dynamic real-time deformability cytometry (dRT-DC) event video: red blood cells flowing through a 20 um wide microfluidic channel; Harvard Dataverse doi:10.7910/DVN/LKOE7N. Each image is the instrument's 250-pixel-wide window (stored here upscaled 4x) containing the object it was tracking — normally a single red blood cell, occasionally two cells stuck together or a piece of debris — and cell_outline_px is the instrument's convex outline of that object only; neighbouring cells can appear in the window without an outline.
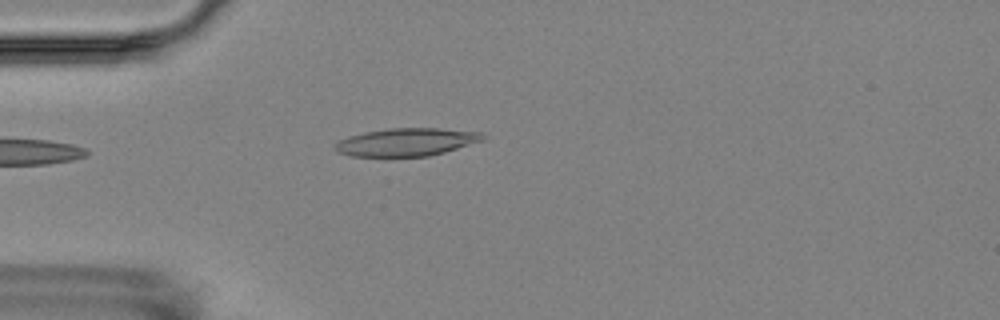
{"species": "Egyptian fruit bat (a non-hibernating species)", "species_latin": "Rousettus aegyptiacus", "temperature_condition": "room temperature", "stored_images_in_passage": 4, "camera_frame_rate_fps": 3000, "um_per_image_px": 0.085, "animal": {"sex": "female"}, "frame": {"image": 1, "passage_image": 4, "time_ms": 3.333, "image_size_px": [1000, 320], "cell_outline_px": [[488, 136], [484, 140], [444, 152], [428, 156], [352, 156], [336, 152], [332, 148], [332, 144], [348, 136], [364, 132], [388, 128], [436, 128], [480, 132]], "centroid_in_image_um": [34.51, 12.07], "position_along_channel_um": 50.5, "area_um2": 24.1}}